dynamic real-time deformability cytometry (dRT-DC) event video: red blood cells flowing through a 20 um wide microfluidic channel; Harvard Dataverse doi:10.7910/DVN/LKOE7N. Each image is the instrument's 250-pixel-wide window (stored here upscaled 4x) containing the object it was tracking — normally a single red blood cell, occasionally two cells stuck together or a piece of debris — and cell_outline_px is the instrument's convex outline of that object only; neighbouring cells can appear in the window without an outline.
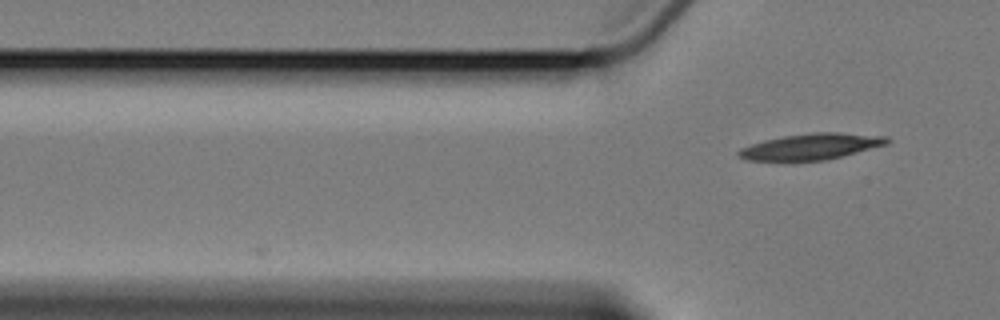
{"species": "Egyptian fruit bat (a non-hibernating species)", "species_latin": "Rousettus aegyptiacus", "temperature_condition": "cold", "stored_images_in_passage": 6, "camera_frame_rate_fps": 3000, "um_per_image_px": 0.085, "animal": {"sex": "female"}, "frame": {"image": 1, "passage_image": 6, "time_ms": 6.0, "image_size_px": [1000, 320], "cell_outline_px": [[892, 140], [888, 144], [828, 160], [748, 160], [736, 156], [736, 152], [740, 148], [764, 140], [784, 136], [812, 132], [840, 132], [888, 136]], "centroid_in_image_um": [68.99, 12.44], "position_along_channel_um": 56.8, "area_um2": 22.66}}